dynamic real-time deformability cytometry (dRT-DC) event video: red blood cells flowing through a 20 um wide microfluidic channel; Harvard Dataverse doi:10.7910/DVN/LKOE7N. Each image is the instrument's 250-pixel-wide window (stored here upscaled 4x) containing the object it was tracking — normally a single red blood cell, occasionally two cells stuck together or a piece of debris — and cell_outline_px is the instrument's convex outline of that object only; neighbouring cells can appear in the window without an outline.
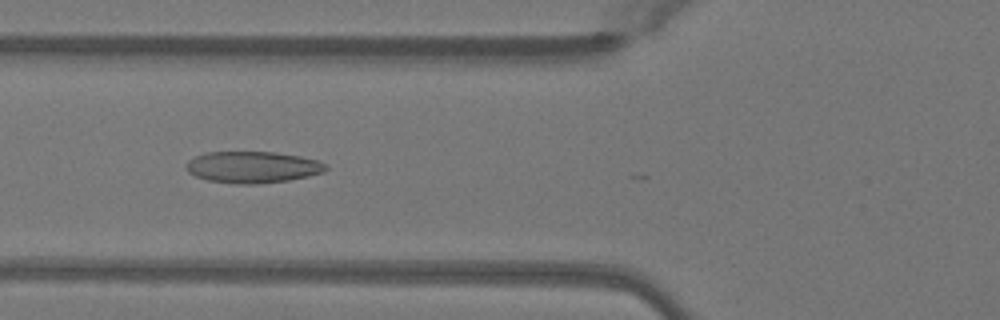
{"species": "Egyptian fruit bat (a non-hibernating species)", "species_latin": "Rousettus aegyptiacus", "temperature_condition": "warm", "stored_images_in_passage": 7, "camera_frame_rate_fps": 3000, "um_per_image_px": 0.085, "animal": {"sex": "female"}, "frame": {"image": 1, "passage_image": 4, "time_ms": 1.0, "image_size_px": [1000, 320], "cell_outline_px": [[328, 168], [324, 172], [308, 176], [288, 180], [256, 184], [236, 184], [208, 180], [196, 176], [188, 172], [188, 160], [196, 156], [208, 152], [276, 152], [300, 156], [316, 160], [328, 164]], "centroid_in_image_um": [21.51, 14.2], "position_along_channel_um": 104.3, "area_um2": 25.55}}